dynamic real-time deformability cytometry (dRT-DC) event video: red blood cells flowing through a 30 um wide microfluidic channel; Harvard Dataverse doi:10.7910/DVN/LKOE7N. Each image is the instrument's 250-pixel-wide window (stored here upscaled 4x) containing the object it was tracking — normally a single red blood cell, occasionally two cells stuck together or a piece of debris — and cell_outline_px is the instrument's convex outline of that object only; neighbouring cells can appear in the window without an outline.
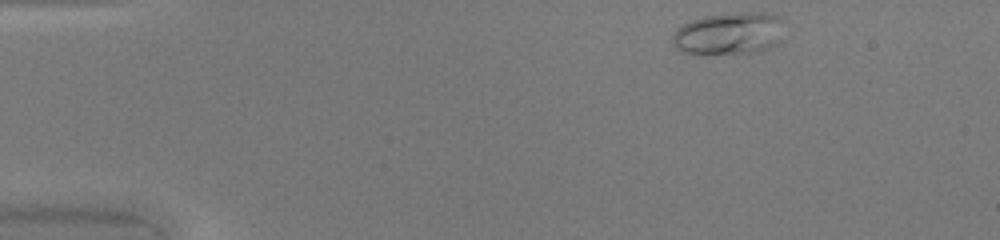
{"species": "common noctule bat (a hibernating species)", "species_latin": "Nyctalus noctula", "temperature_condition": "warm", "stored_images_in_passage": 8, "camera_frame_rate_fps": 3000, "um_per_image_px": 0.085, "animal": {"sex": "female", "body_mass_g": 20.0, "forearm_length_mm": 54.0}, "frame": {"image": 1, "passage_image": 1, "time_ms": 0.0, "image_size_px": [1000, 240], "cell_outline_px": [[780, 40], [776, 44], [768, 48], [756, 52], [704, 56], [692, 56], [676, 48], [672, 44], [672, 36], [676, 28], [692, 20], [704, 16], [740, 12], [772, 12], [780, 20]], "centroid_in_image_um": [61.88, 2.89], "position_along_channel_um": 23.1, "area_um2": 28.09}}